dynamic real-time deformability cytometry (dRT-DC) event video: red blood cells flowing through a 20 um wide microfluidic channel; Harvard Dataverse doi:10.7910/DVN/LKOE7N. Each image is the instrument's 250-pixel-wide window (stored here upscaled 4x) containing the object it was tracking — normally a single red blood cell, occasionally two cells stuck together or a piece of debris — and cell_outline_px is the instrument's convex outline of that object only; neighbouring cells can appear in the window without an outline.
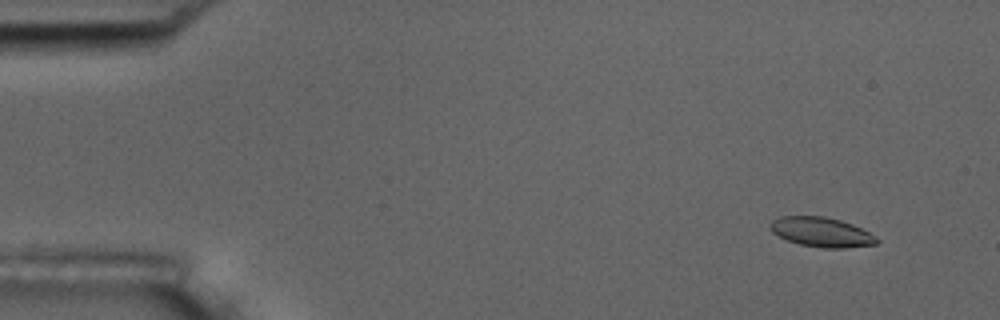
{"species": "common noctule bat (a hibernating species)", "species_latin": "Nyctalus noctula", "temperature_condition": "room temperature", "stored_images_in_passage": 7, "camera_frame_rate_fps": 3000, "um_per_image_px": 0.085, "animal": {"sex": "male", "body_mass_g": 17.5, "forearm_length_mm": 52.3}, "frame": {"image": 1, "passage_image": 1, "time_ms": 0.0, "image_size_px": [1000, 320], "cell_outline_px": [[880, 240], [876, 244], [844, 248], [824, 248], [800, 244], [788, 240], [772, 232], [768, 228], [772, 220], [780, 216], [824, 216], [840, 220], [852, 224], [876, 236]], "centroid_in_image_um": [69.82, 19.72], "position_along_channel_um": 15.2, "area_um2": 18.32}}
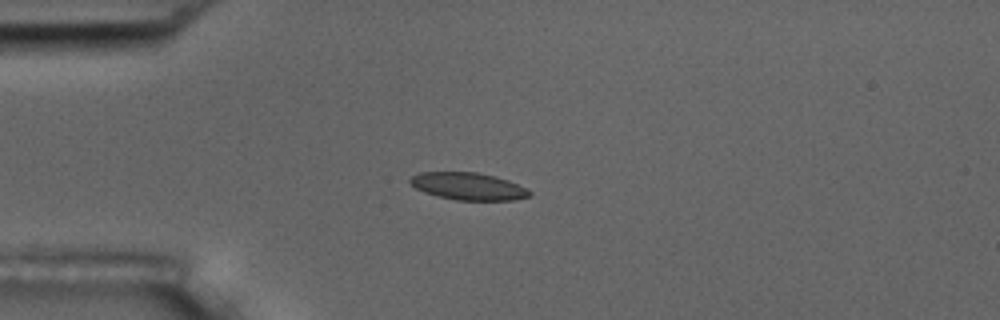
{"frame": {"image": 2, "passage_image": 4, "time_ms": 3.333, "image_size_px": [1000, 320], "cell_outline_px": [[532, 196], [512, 200], [456, 200], [424, 192], [416, 188], [408, 180], [412, 176], [420, 172], [476, 172], [496, 176], [508, 180], [532, 192]], "centroid_in_image_um": [39.81, 15.83], "position_along_channel_um": 45.2, "area_um2": 18.84}}